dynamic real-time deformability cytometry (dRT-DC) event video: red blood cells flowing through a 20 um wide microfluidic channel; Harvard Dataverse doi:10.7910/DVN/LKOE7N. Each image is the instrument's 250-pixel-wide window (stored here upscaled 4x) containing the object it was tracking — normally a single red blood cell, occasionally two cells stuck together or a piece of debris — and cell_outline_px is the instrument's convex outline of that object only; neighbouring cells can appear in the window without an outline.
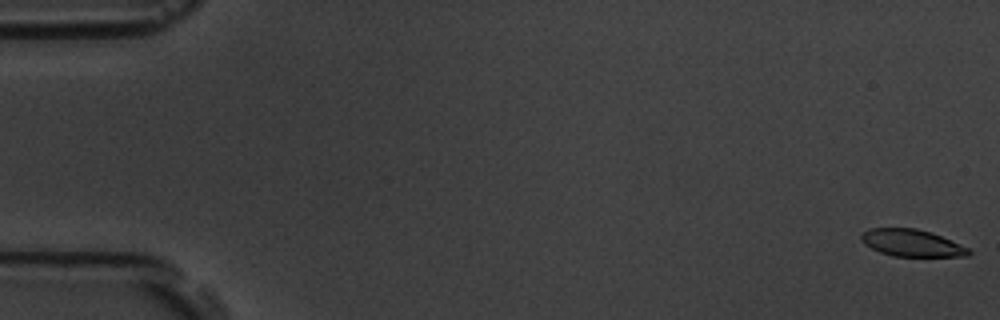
{"species": "common noctule bat (a hibernating species)", "species_latin": "Nyctalus noctula", "temperature_condition": "room temperature", "stored_images_in_passage": 5, "camera_frame_rate_fps": 3000, "um_per_image_px": 0.085, "animal": {"sex": "male", "body_mass_g": 19.5, "forearm_length_mm": 54.6}, "frame": {"image": 1, "passage_image": 1, "time_ms": 0.0, "image_size_px": [1000, 320], "cell_outline_px": [[972, 252], [968, 256], [892, 256], [880, 252], [864, 244], [860, 240], [860, 232], [868, 228], [916, 228], [940, 236], [968, 248]], "centroid_in_image_um": [77.42, 20.65], "position_along_channel_um": 7.6, "area_um2": 16.82}}
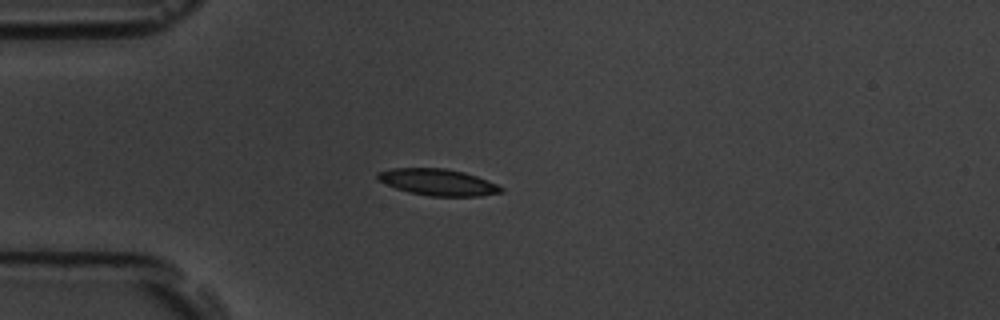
{"frame": {"image": 2, "passage_image": 5, "time_ms": 1.333, "image_size_px": [1000, 320], "cell_outline_px": [[504, 192], [480, 196], [428, 196], [408, 192], [396, 188], [376, 180], [376, 172], [392, 168], [444, 168], [464, 172], [488, 180], [504, 188]], "centroid_in_image_um": [37.2, 15.49], "position_along_channel_um": 47.8, "area_um2": 19.25}}